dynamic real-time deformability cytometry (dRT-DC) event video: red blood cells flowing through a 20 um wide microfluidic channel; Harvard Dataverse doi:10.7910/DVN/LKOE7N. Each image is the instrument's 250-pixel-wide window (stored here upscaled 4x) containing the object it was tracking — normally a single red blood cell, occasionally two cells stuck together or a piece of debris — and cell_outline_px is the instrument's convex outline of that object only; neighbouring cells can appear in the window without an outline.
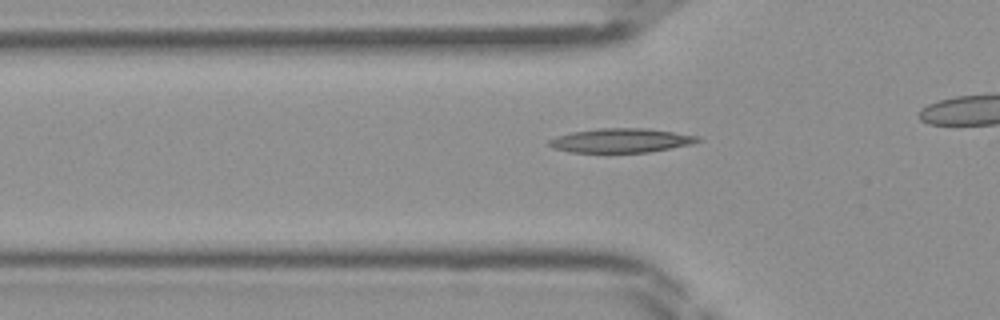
{"species": "Egyptian fruit bat (a non-hibernating species)", "species_latin": "Rousettus aegyptiacus", "temperature_condition": "room temperature", "stored_images_in_passage": 37, "camera_frame_rate_fps": 3000, "um_per_image_px": 0.085, "frame": {"image": 1, "passage_image": 15, "time_ms": 4.667, "image_size_px": [1000, 320], "cell_outline_px": [[704, 140], [692, 144], [648, 152], [568, 152], [552, 148], [548, 144], [548, 140], [556, 136], [572, 132], [600, 128], [648, 128], [700, 136]], "centroid_in_image_um": [52.8, 11.93], "position_along_channel_um": 73.0, "area_um2": 21.04}}
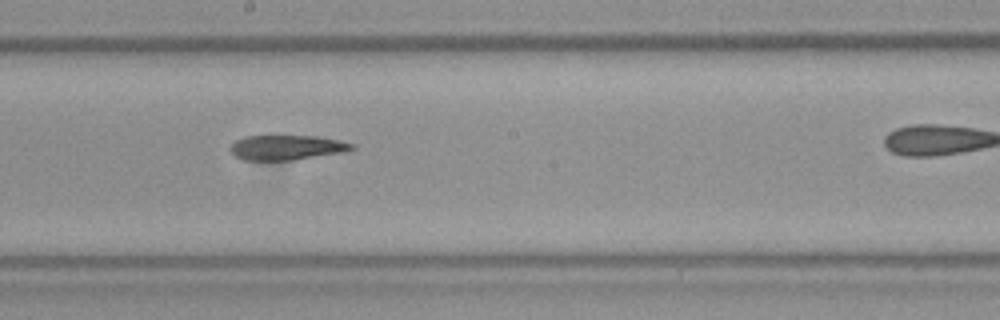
{"frame": {"image": 2, "passage_image": 25, "time_ms": 8.0, "image_size_px": [1000, 320], "cell_outline_px": [[356, 148], [344, 152], [296, 160], [244, 160], [236, 156], [228, 148], [236, 140], [244, 136], [316, 136], [340, 140], [356, 144]], "centroid_in_image_um": [24.41, 12.54], "position_along_channel_um": 223.8, "area_um2": 17.74}}
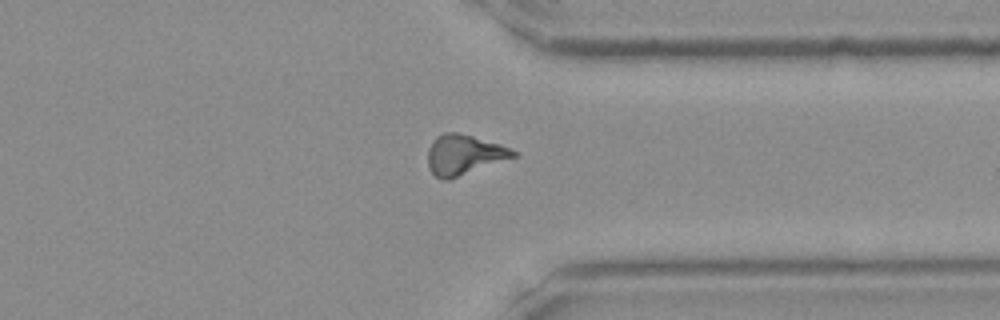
{"frame": {"image": 3, "passage_image": 35, "time_ms": 11.333, "image_size_px": [1000, 320], "cell_outline_px": [[520, 156], [452, 180], [444, 180], [436, 176], [428, 168], [428, 148], [432, 140], [436, 136], [444, 132], [456, 132], [472, 136], [500, 144], [516, 152]], "centroid_in_image_um": [39.46, 13.18], "position_along_channel_um": 371.9, "area_um2": 20.46}}